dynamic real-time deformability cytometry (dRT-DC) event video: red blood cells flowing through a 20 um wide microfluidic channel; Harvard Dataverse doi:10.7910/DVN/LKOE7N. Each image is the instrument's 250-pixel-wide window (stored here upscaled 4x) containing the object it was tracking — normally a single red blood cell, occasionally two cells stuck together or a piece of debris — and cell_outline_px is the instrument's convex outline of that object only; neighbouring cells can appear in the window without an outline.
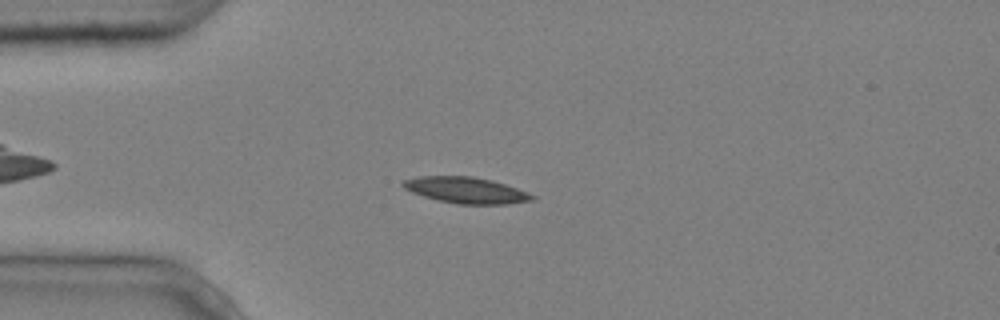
{"species": "common noctule bat (a hibernating species)", "species_latin": "Nyctalus noctula", "temperature_condition": "cold", "stored_images_in_passage": 9, "camera_frame_rate_fps": 3000, "um_per_image_px": 0.085, "animal": {"sex": "male", "body_mass_g": 20.4}, "frame": {"image": 1, "passage_image": 4, "time_ms": 1.0, "image_size_px": [1000, 320], "cell_outline_px": [[536, 196], [532, 200], [508, 204], [456, 204], [436, 200], [412, 192], [404, 188], [400, 184], [404, 180], [420, 176], [472, 176], [492, 180], [528, 192]], "centroid_in_image_um": [39.6, 16.17], "position_along_channel_um": 45.4, "area_um2": 19.65}}
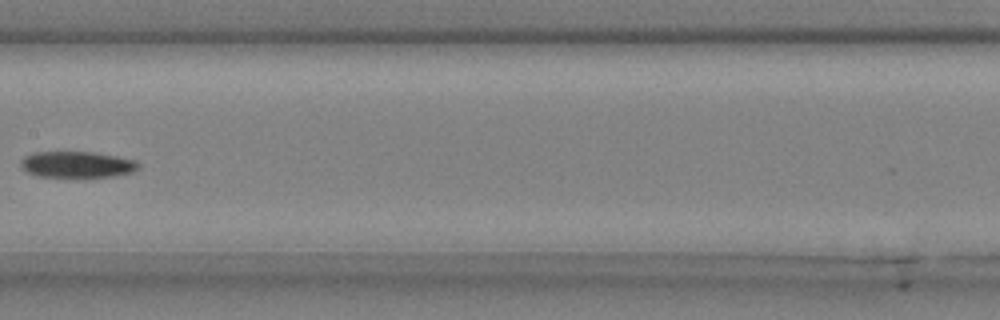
{"frame": {"image": 2, "passage_image": 8, "time_ms": 2.333, "image_size_px": [1000, 320], "cell_outline_px": [[140, 168], [132, 172], [112, 176], [76, 180], [36, 176], [28, 172], [20, 164], [20, 160], [24, 156], [36, 152], [92, 152], [116, 156], [136, 160], [140, 164]], "centroid_in_image_um": [6.55, 14.03], "position_along_channel_um": 200.8, "area_um2": 18.84}}
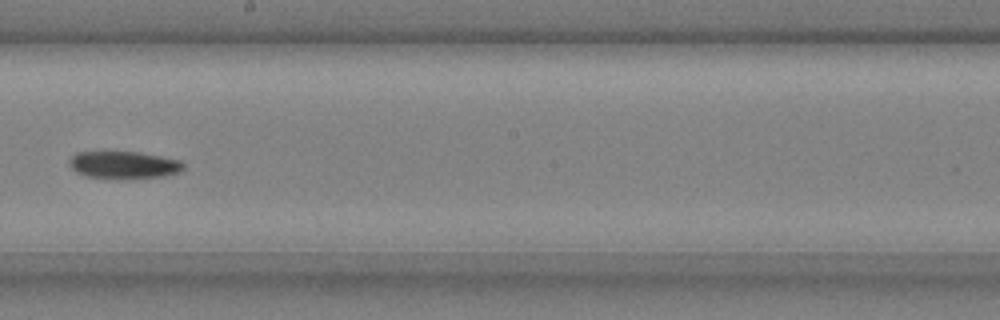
{"frame": {"image": 3, "passage_image": 9, "time_ms": 2.667, "image_size_px": [1000, 320], "cell_outline_px": [[184, 168], [180, 172], [164, 176], [120, 180], [116, 180], [84, 176], [76, 172], [68, 164], [68, 160], [76, 152], [140, 152], [180, 160], [184, 164]], "centroid_in_image_um": [10.5, 14.04], "position_along_channel_um": 237.7, "area_um2": 18.67}}